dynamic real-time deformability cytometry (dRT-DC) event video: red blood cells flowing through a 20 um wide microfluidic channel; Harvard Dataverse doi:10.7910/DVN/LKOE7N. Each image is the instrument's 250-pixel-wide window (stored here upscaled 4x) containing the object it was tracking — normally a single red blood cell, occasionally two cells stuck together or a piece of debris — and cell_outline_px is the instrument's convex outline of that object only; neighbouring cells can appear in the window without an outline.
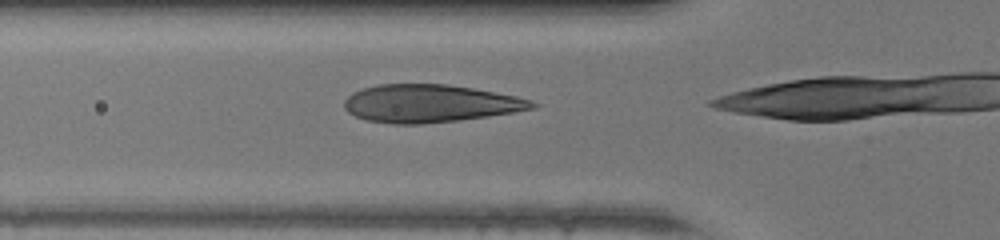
{"species": "human", "species_latin": "Homo sapiens", "temperature_condition": "warm", "stored_images_in_passage": 13, "camera_frame_rate_fps": 3000, "um_per_image_px": 0.085, "donor": {"sex": "female"}, "frame": {"image": 1, "passage_image": 10, "time_ms": 3.0, "image_size_px": [1000, 240], "cell_outline_px": [[540, 104], [536, 108], [488, 116], [424, 124], [392, 124], [364, 120], [348, 112], [344, 108], [344, 100], [352, 92], [376, 84], [444, 84], [472, 88], [516, 96], [532, 100]], "centroid_in_image_um": [36.52, 8.8], "position_along_channel_um": 89.3, "area_um2": 41.38}}